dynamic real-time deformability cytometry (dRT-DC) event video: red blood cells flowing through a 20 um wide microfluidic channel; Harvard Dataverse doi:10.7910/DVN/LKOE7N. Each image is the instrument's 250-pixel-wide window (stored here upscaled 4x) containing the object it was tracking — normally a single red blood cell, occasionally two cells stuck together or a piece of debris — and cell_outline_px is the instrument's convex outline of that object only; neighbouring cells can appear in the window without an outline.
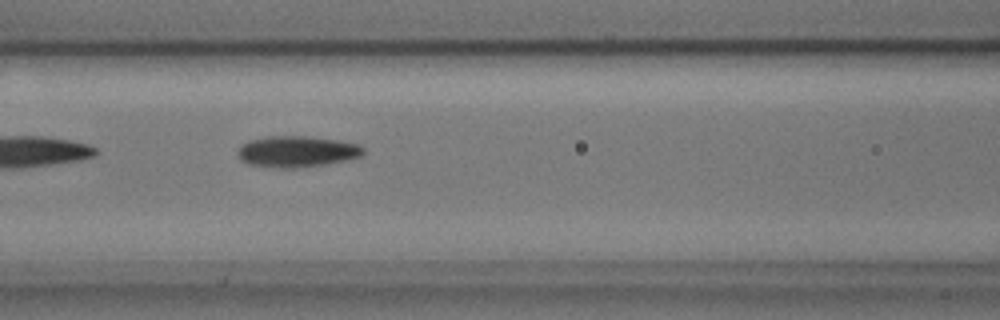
{"species": "common noctule bat (a hibernating species)", "species_latin": "Nyctalus noctula", "temperature_condition": "cold", "stored_images_in_passage": 8, "camera_frame_rate_fps": 3000, "um_per_image_px": 0.085, "animal": {"sex": "male", "body_mass_g": 17.9, "forearm_length_mm": 54.2}, "frame": {"image": 1, "passage_image": 7, "time_ms": 2.0, "image_size_px": [1000, 320], "cell_outline_px": [[364, 152], [360, 156], [344, 160], [324, 164], [292, 168], [280, 168], [248, 164], [240, 160], [236, 152], [240, 144], [252, 140], [268, 136], [304, 136], [340, 140], [360, 144], [364, 148]], "centroid_in_image_um": [25.2, 12.87], "position_along_channel_um": 141.4, "area_um2": 22.77}}